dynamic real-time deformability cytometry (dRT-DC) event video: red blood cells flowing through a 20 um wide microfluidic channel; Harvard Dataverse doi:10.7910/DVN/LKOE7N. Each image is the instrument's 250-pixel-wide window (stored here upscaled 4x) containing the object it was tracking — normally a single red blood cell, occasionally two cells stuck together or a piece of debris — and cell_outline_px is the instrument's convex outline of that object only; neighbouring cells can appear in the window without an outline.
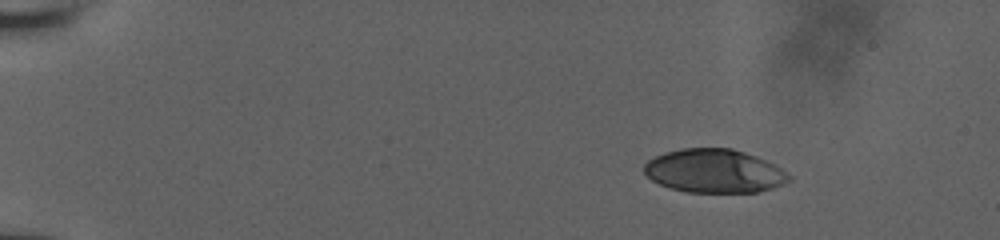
{"species": "human", "species_latin": "Homo sapiens", "temperature_condition": "room temperature", "stored_images_in_passage": 84, "camera_frame_rate_fps": 3000, "um_per_image_px": 0.085, "donor": {"sex": "male"}, "frame": {"image": 1, "passage_image": 1, "time_ms": 0.0, "image_size_px": [1000, 240], "cell_outline_px": [[792, 180], [784, 184], [772, 188], [756, 192], [688, 192], [672, 188], [660, 184], [652, 180], [644, 172], [644, 164], [648, 160], [664, 152], [680, 148], [732, 148], [756, 156], [776, 164], [792, 176]], "centroid_in_image_um": [60.75, 14.53], "position_along_channel_um": 24.3, "area_um2": 36.93}}
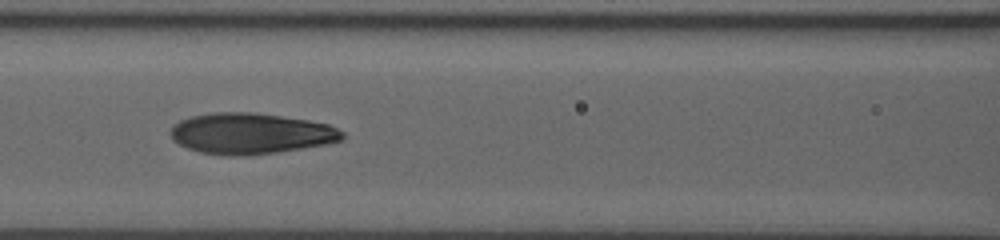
{"frame": {"image": 2, "passage_image": 47, "time_ms": 6.333, "image_size_px": [1000, 240], "cell_outline_px": [[344, 136], [340, 140], [324, 144], [276, 152], [244, 156], [228, 156], [200, 152], [188, 148], [172, 140], [168, 132], [172, 124], [180, 120], [192, 116], [212, 112], [252, 112], [308, 120], [328, 124], [344, 132]], "centroid_in_image_um": [21.24, 11.34], "position_along_channel_um": 145.4, "area_um2": 40.92}}
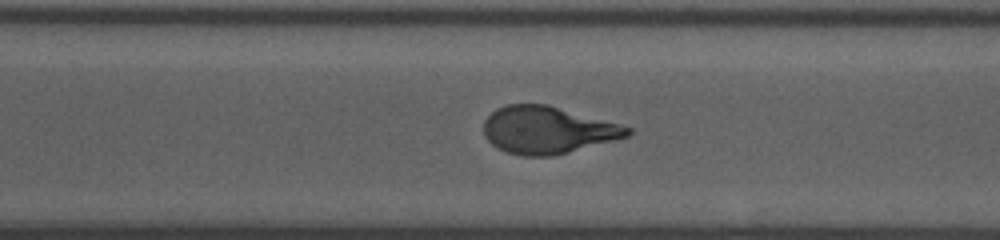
{"frame": {"image": 3, "passage_image": 82, "time_ms": 11.0, "image_size_px": [1000, 240], "cell_outline_px": [[632, 132], [628, 136], [568, 152], [552, 156], [520, 156], [496, 148], [484, 136], [484, 120], [496, 108], [508, 104], [548, 104], [620, 124], [632, 128]], "centroid_in_image_um": [46.51, 11.05], "position_along_channel_um": 324.1, "area_um2": 39.48}}